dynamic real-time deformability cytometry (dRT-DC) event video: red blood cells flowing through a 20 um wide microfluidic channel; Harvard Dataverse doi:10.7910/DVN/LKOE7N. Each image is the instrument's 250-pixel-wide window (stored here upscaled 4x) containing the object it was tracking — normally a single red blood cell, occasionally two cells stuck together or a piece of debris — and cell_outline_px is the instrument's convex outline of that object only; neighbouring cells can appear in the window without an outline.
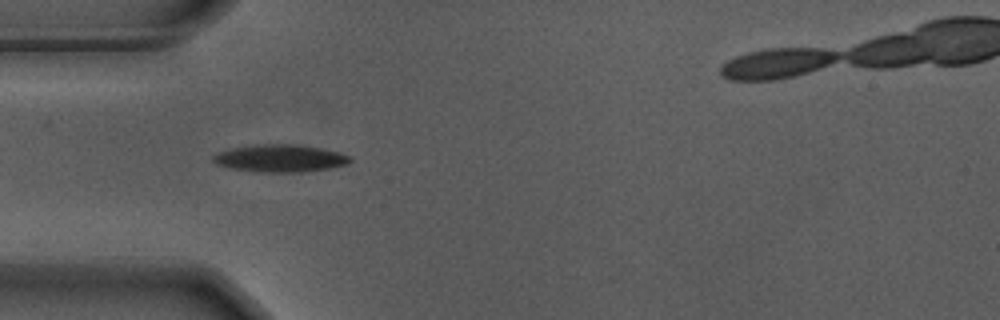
{"species": "Egyptian fruit bat (a non-hibernating species)", "species_latin": "Rousettus aegyptiacus", "temperature_condition": "warm", "stored_images_in_passage": 44, "camera_frame_rate_fps": 3000, "um_per_image_px": 0.085, "animal": {"sex": "male"}, "frame": {"image": 1, "passage_image": 4, "time_ms": 1.0, "image_size_px": [1000, 320], "cell_outline_px": [[352, 160], [348, 164], [332, 168], [304, 172], [260, 172], [232, 168], [216, 164], [212, 160], [212, 156], [220, 152], [232, 148], [252, 144], [296, 144], [320, 148], [340, 152], [352, 156]], "centroid_in_image_um": [23.86, 13.45], "position_along_channel_um": 61.1, "area_um2": 22.08}}
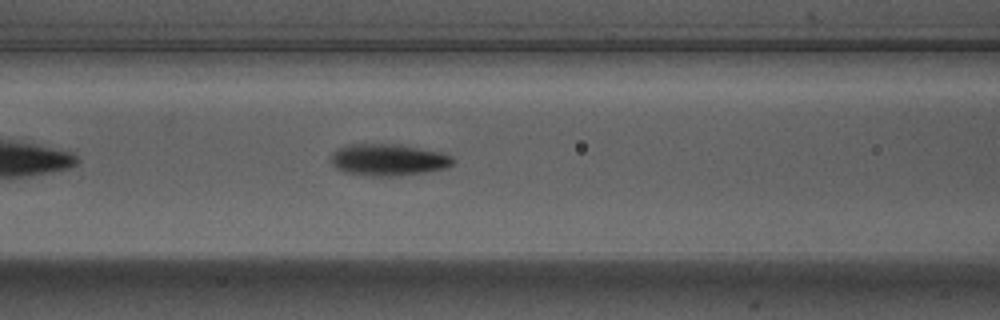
{"frame": {"image": 2, "passage_image": 10, "time_ms": 3.0, "image_size_px": [1000, 320], "cell_outline_px": [[456, 160], [448, 168], [400, 176], [372, 176], [344, 172], [336, 168], [332, 164], [332, 152], [348, 144], [396, 144], [440, 152], [452, 156]], "centroid_in_image_um": [33.02, 13.59], "position_along_channel_um": 133.6, "area_um2": 22.54}}
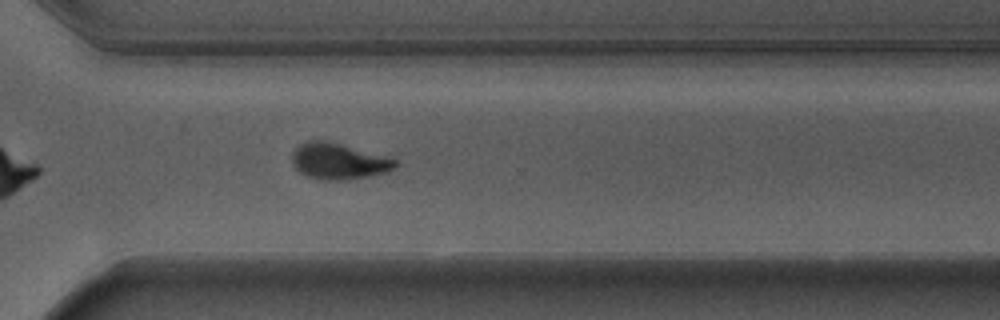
{"frame": {"image": 3, "passage_image": 27, "time_ms": 8.667, "image_size_px": [1000, 320], "cell_outline_px": [[396, 168], [384, 172], [368, 176], [348, 180], [324, 180], [308, 176], [300, 172], [292, 164], [292, 152], [300, 144], [308, 140], [324, 140], [340, 144], [384, 156], [396, 160]], "centroid_in_image_um": [28.73, 13.71], "position_along_channel_um": 341.9, "area_um2": 21.39}, "authors_computed_cell_mechanics": {"area_um2": 21.5016, "velocity_mm_per_s": 3.6827, "shape_relaxation_time_tau1_ms": 2.3228, "shape_relaxation_time_tau2_ms": 2.1093, "deformation_change_tau1": 0.1697, "deformation_change_tau2": 0.0858}}